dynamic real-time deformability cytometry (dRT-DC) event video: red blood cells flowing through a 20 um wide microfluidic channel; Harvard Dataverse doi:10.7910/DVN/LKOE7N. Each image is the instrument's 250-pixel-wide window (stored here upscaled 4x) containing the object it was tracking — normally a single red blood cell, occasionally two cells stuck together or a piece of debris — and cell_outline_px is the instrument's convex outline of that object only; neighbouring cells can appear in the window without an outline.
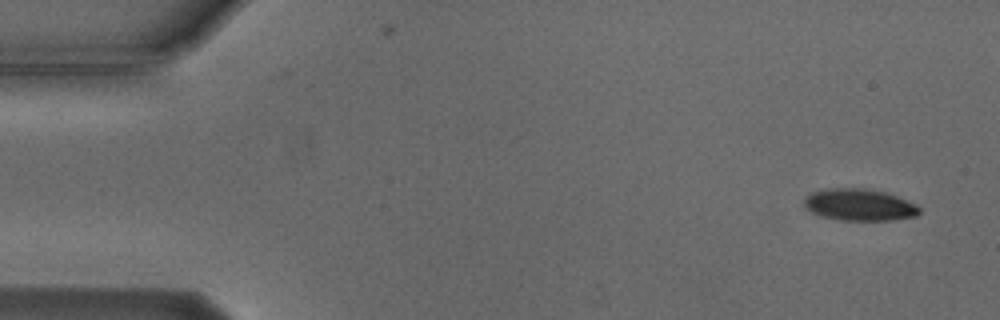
{"species": "Egyptian fruit bat (a non-hibernating species)", "species_latin": "Rousettus aegyptiacus", "temperature_condition": "cold", "stored_images_in_passage": 5, "camera_frame_rate_fps": 3000, "um_per_image_px": 0.085, "animal": {"sex": "male"}, "frame": {"image": 1, "passage_image": 1, "time_ms": 0.0, "image_size_px": [1000, 320], "cell_outline_px": [[920, 212], [916, 216], [892, 220], [840, 220], [820, 216], [804, 208], [804, 200], [812, 192], [828, 188], [864, 188], [884, 192], [896, 196], [916, 204], [920, 208]], "centroid_in_image_um": [73.03, 17.41], "position_along_channel_um": 12.0, "area_um2": 21.33}}
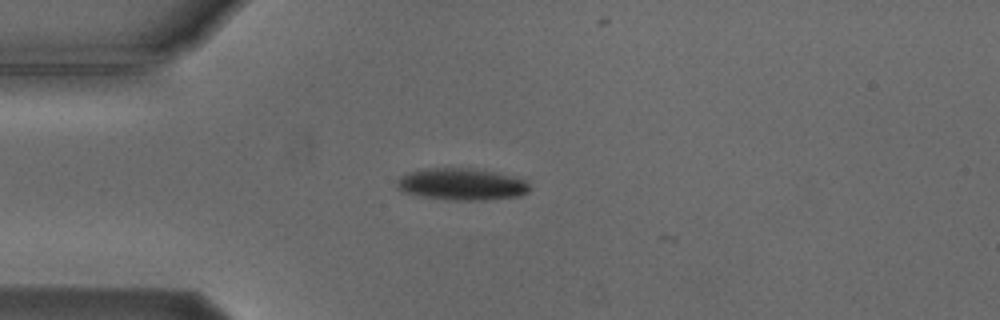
{"frame": {"image": 2, "passage_image": 4, "time_ms": 3.667, "image_size_px": [1000, 320], "cell_outline_px": [[528, 192], [520, 196], [488, 200], [448, 200], [420, 196], [404, 192], [396, 188], [396, 180], [412, 172], [424, 168], [472, 168], [496, 172], [512, 176], [524, 180], [528, 184]], "centroid_in_image_um": [39.24, 15.67], "position_along_channel_um": 45.8, "area_um2": 24.62}}